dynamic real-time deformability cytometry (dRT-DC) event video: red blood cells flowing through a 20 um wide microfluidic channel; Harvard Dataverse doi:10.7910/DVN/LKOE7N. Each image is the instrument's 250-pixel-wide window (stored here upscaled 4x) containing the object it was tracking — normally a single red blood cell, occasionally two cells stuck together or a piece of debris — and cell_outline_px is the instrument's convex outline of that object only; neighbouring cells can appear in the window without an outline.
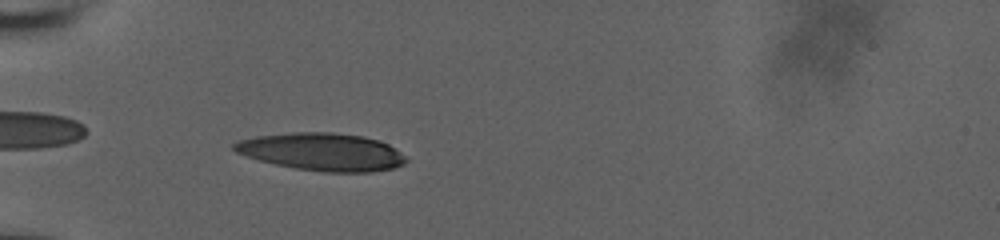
{"species": "human", "species_latin": "Homo sapiens", "temperature_condition": "room temperature", "stored_images_in_passage": 57, "camera_frame_rate_fps": 3000, "um_per_image_px": 0.085, "donor": {"sex": "male"}, "frame": {"image": 1, "passage_image": 20, "time_ms": 6.333, "image_size_px": [1000, 240], "cell_outline_px": [[408, 160], [404, 164], [392, 168], [372, 172], [324, 172], [296, 168], [276, 164], [260, 160], [236, 152], [232, 148], [232, 144], [240, 140], [256, 136], [292, 132], [332, 132], [364, 136], [380, 140], [388, 144], [400, 152]], "centroid_in_image_um": [27.4, 12.9], "position_along_channel_um": 57.6, "area_um2": 37.63}}
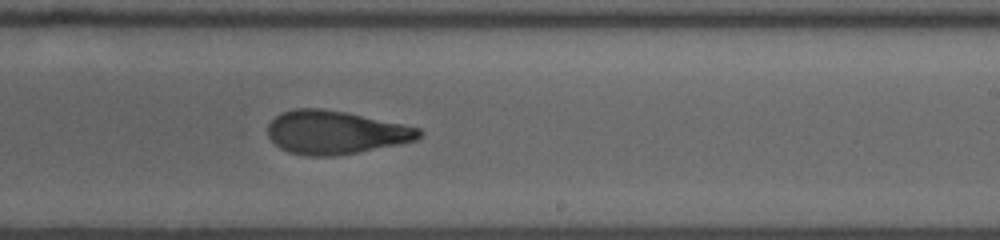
{"frame": {"image": 2, "passage_image": 37, "time_ms": 12.0, "image_size_px": [1000, 240], "cell_outline_px": [[424, 132], [416, 140], [400, 144], [336, 156], [308, 156], [288, 152], [280, 148], [268, 136], [268, 124], [280, 112], [296, 108], [320, 108], [344, 112], [404, 124], [420, 128]], "centroid_in_image_um": [28.51, 11.25], "position_along_channel_um": 260.5, "area_um2": 38.21}}
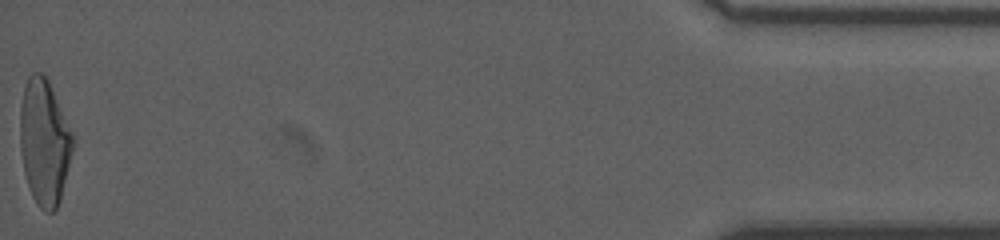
{"frame": {"image": 3, "passage_image": 57, "time_ms": 18.667, "image_size_px": [1000, 240], "cell_outline_px": [[76, 140], [60, 200], [56, 208], [52, 212], [44, 212], [36, 204], [32, 196], [24, 172], [20, 148], [20, 108], [24, 88], [28, 76], [32, 72], [40, 72], [48, 80]], "centroid_in_image_um": [3.78, 12.09], "position_along_channel_um": 431.4, "area_um2": 38.78}, "authors_computed_cell_mechanics": {"area_um2": 37.6278, "velocity_mm_per_s": 3.8587, "shape_relaxation_time_tau1_ms": 6.1437, "shape_relaxation_time_tau2_ms": 1.926, "deformation_change_tau1": 0.2465, "deformation_change_tau2": 0.1045}}